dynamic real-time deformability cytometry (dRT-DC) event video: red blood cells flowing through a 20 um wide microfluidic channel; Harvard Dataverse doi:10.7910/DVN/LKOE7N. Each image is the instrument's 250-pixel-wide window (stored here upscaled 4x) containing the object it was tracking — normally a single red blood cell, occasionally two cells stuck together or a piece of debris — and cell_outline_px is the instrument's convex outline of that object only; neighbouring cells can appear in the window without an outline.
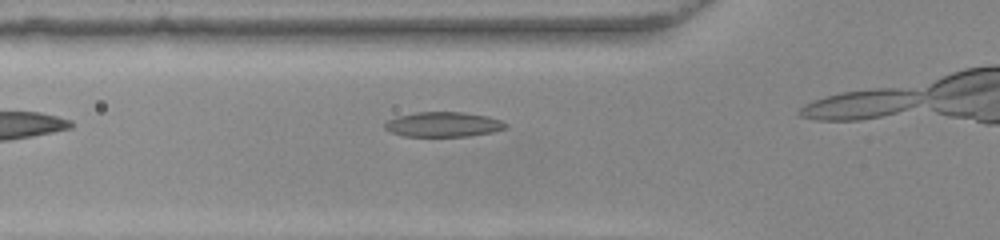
{"species": "common noctule bat (a hibernating species)", "species_latin": "Nyctalus noctula", "temperature_condition": "warm", "stored_images_in_passage": 8, "camera_frame_rate_fps": 3000, "um_per_image_px": 0.085, "animal": {"sex": "female", "body_mass_g": 22.0, "forearm_length_mm": 56.7}, "frame": {"image": 1, "passage_image": 4, "time_ms": 1.0, "image_size_px": [1000, 240], "cell_outline_px": [[508, 124], [504, 128], [492, 132], [468, 136], [404, 136], [392, 132], [384, 128], [384, 124], [388, 120], [396, 116], [416, 112], [464, 112], [488, 116], [500, 120]], "centroid_in_image_um": [37.66, 10.57], "position_along_channel_um": 88.1, "area_um2": 17.46}}
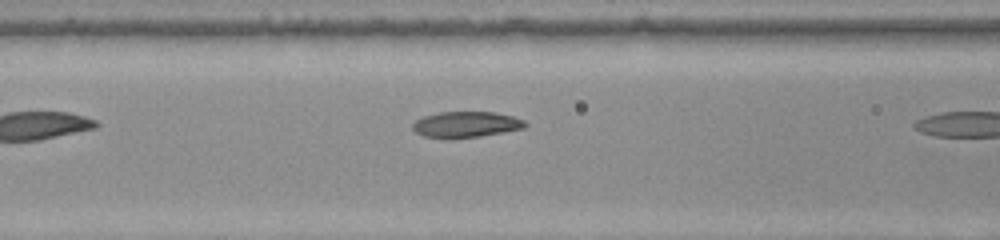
{"frame": {"image": 2, "passage_image": 7, "time_ms": 2.0, "image_size_px": [1000, 240], "cell_outline_px": [[528, 124], [524, 128], [504, 132], [480, 136], [424, 136], [416, 132], [412, 128], [412, 124], [416, 120], [424, 116], [440, 112], [496, 112], [512, 116], [524, 120]], "centroid_in_image_um": [39.66, 10.54], "position_along_channel_um": 126.9, "area_um2": 16.42}}